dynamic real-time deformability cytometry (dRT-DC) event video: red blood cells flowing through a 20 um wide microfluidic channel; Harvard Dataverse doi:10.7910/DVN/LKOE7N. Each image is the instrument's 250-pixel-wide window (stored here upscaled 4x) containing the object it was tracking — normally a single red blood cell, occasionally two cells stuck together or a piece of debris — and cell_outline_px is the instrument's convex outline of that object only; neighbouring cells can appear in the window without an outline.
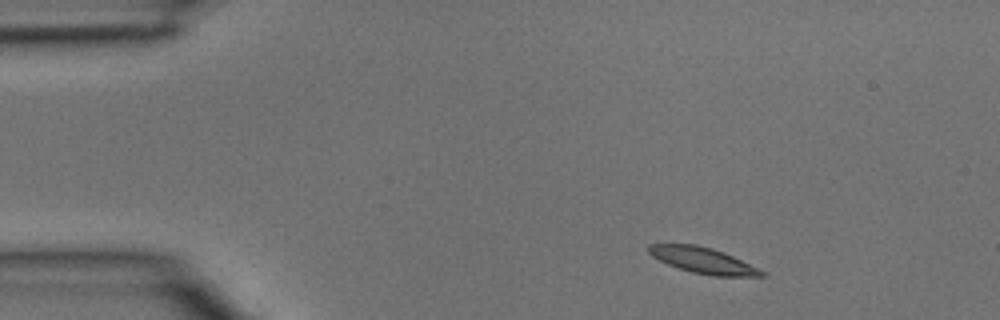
{"species": "common noctule bat (a hibernating species)", "species_latin": "Nyctalus noctula", "temperature_condition": "room temperature", "stored_images_in_passage": 2, "camera_frame_rate_fps": 3000, "um_per_image_px": 0.085, "animal": {"sex": "male", "body_mass_g": 15.6}, "frame": {"image": 1, "passage_image": 1, "time_ms": 0.0, "image_size_px": [1000, 320], "cell_outline_px": [[768, 276], [712, 276], [692, 272], [668, 264], [652, 256], [648, 252], [648, 244], [696, 244], [712, 248], [732, 256], [760, 268]], "centroid_in_image_um": [59.77, 22.13], "position_along_channel_um": 25.2, "area_um2": 16.94}}